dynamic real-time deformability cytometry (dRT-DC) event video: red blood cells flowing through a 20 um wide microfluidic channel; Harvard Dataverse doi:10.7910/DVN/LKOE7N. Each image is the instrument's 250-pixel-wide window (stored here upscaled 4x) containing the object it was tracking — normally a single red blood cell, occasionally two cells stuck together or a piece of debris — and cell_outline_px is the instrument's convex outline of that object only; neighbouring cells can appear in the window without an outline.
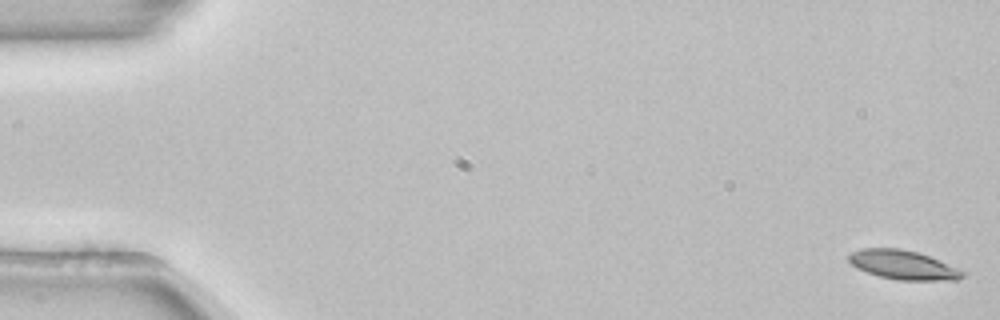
{"species": "common noctule bat (a hibernating species)", "species_latin": "Nyctalus noctula", "temperature_condition": "room temperature", "stored_images_in_passage": 53, "camera_frame_rate_fps": 3000, "um_per_image_px": 0.085, "animal": {"sex": "female", "body_mass_g": 22.7, "forearm_length_mm": 54.2}, "frame": {"image": 1, "passage_image": 1, "time_ms": 0.0, "image_size_px": [1000, 320], "cell_outline_px": [[968, 272], [960, 280], [896, 280], [880, 276], [856, 268], [848, 260], [848, 256], [852, 252], [864, 248], [900, 248], [920, 252]], "centroid_in_image_um": [76.82, 22.51], "position_along_channel_um": 8.2, "area_um2": 19.48}}
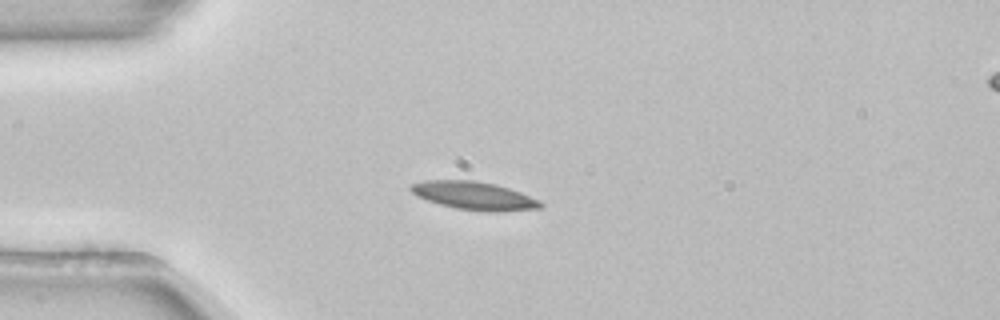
{"frame": {"image": 2, "passage_image": 14, "time_ms": 4.333, "image_size_px": [1000, 320], "cell_outline_px": [[544, 208], [496, 212], [488, 212], [456, 208], [440, 204], [416, 196], [408, 188], [412, 184], [424, 180], [476, 180], [496, 184], [520, 192], [540, 200], [544, 204]], "centroid_in_image_um": [40.33, 16.63], "position_along_channel_um": 44.7, "area_um2": 21.39}}
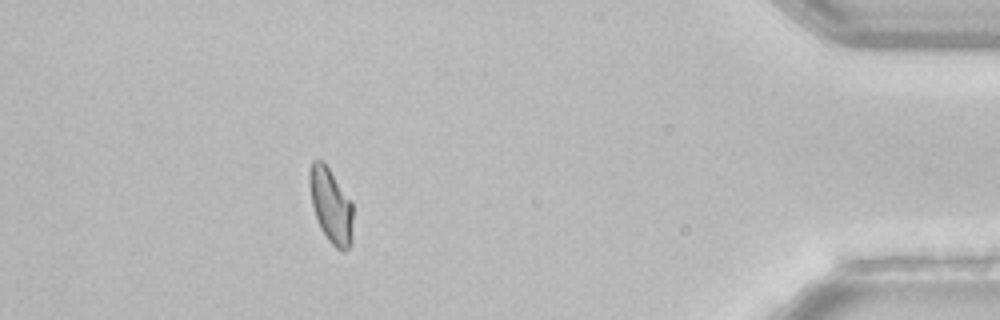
{"frame": {"image": 3, "passage_image": 48, "time_ms": 15.667, "image_size_px": [1000, 320], "cell_outline_px": [[352, 244], [344, 252], [336, 248], [328, 240], [320, 228], [312, 204], [308, 184], [308, 172], [312, 160], [324, 160], [352, 200]], "centroid_in_image_um": [28.12, 17.43], "position_along_channel_um": 407.1, "area_um2": 19.42}, "authors_computed_cell_mechanics": {"area_um2": 19.4786, "velocity_mm_per_s": 3.852, "shape_relaxation_time_tau1_ms": 7.3247, "shape_relaxation_time_tau2_ms": null, "deformation_change_tau1": 0.1871, "deformation_change_tau2": null}}